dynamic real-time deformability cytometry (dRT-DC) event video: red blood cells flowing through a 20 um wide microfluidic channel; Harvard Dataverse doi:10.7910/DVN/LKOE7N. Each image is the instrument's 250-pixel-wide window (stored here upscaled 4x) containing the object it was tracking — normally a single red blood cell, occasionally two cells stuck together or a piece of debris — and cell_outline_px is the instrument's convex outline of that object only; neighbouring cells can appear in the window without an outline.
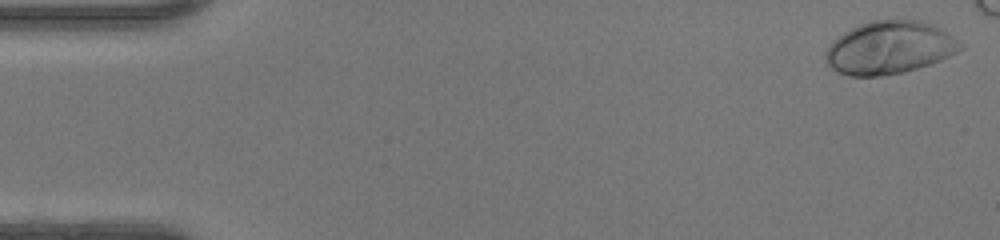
{"species": "human", "species_latin": "Homo sapiens", "temperature_condition": "warm", "stored_images_in_passage": 43, "camera_frame_rate_fps": 3000, "um_per_image_px": 0.085, "donor": {"sex": "female"}, "frame": {"image": 1, "passage_image": 1, "time_ms": 0.0, "image_size_px": [1000, 240], "cell_outline_px": [[964, 48], [940, 60], [904, 72], [880, 76], [848, 76], [832, 68], [824, 60], [824, 52], [832, 40], [836, 36], [860, 24], [872, 20], [920, 20], [932, 24], [952, 36], [964, 44]], "centroid_in_image_um": [75.57, 4.05], "position_along_channel_um": 9.4, "area_um2": 41.44}}
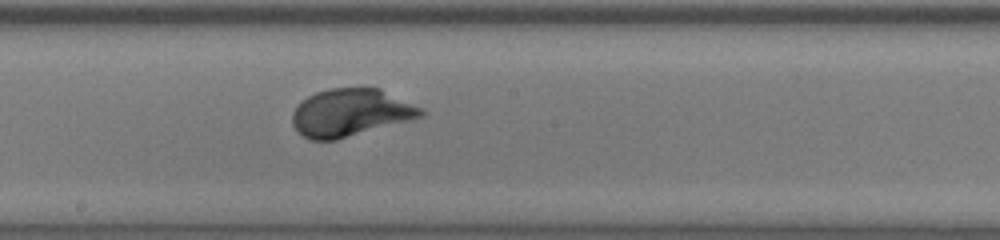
{"frame": {"image": 2, "passage_image": 26, "time_ms": 8.333, "image_size_px": [1000, 240], "cell_outline_px": [[424, 116], [336, 140], [312, 140], [304, 136], [292, 124], [292, 112], [296, 104], [308, 96], [316, 92], [328, 88], [380, 88], [424, 108]], "centroid_in_image_um": [29.8, 9.56], "position_along_channel_um": 218.4, "area_um2": 35.66}}
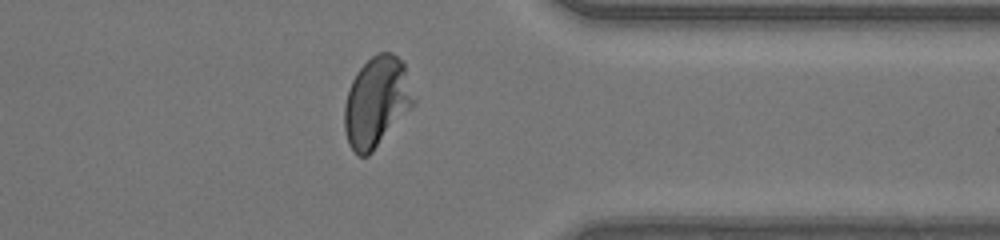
{"frame": {"image": 3, "passage_image": 38, "time_ms": 12.333, "image_size_px": [1000, 240], "cell_outline_px": [[416, 104], [372, 152], [368, 156], [360, 156], [348, 144], [344, 128], [344, 104], [352, 80], [356, 72], [372, 56], [380, 52], [392, 52], [404, 64], [416, 100]], "centroid_in_image_um": [32.02, 8.67], "position_along_channel_um": 379.4, "area_um2": 36.41}, "authors_computed_cell_mechanics": {"area_um2": 35.6626, "velocity_mm_per_s": 4.2361, "shape_relaxation_time_tau1_ms": 2.1824, "shape_relaxation_time_tau2_ms": null, "deformation_change_tau1": 0.1786, "deformation_change_tau2": null}}